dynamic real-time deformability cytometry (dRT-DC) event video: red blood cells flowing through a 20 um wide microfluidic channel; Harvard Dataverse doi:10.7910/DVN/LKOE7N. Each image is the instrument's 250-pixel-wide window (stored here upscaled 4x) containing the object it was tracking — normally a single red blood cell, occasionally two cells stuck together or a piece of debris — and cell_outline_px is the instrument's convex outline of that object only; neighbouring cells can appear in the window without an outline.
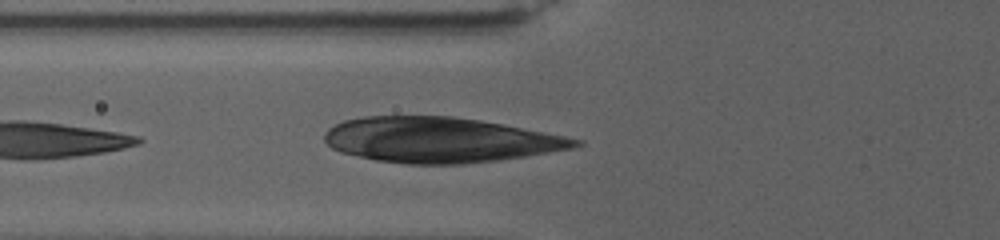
{"species": "human", "species_latin": "Homo sapiens", "temperature_condition": "warm", "stored_images_in_passage": 3, "camera_frame_rate_fps": 3000, "um_per_image_px": 0.085, "donor": {"sex": "female"}, "frame": {"image": 1, "passage_image": 3, "time_ms": 2.0, "image_size_px": [1000, 240], "cell_outline_px": [[584, 144], [572, 148], [500, 160], [464, 164], [408, 164], [376, 160], [340, 152], [332, 148], [324, 140], [324, 132], [328, 128], [344, 120], [364, 116], [452, 116], [480, 120], [544, 132], [584, 140]], "centroid_in_image_um": [37.36, 11.89], "position_along_channel_um": 88.4, "area_um2": 65.95}}